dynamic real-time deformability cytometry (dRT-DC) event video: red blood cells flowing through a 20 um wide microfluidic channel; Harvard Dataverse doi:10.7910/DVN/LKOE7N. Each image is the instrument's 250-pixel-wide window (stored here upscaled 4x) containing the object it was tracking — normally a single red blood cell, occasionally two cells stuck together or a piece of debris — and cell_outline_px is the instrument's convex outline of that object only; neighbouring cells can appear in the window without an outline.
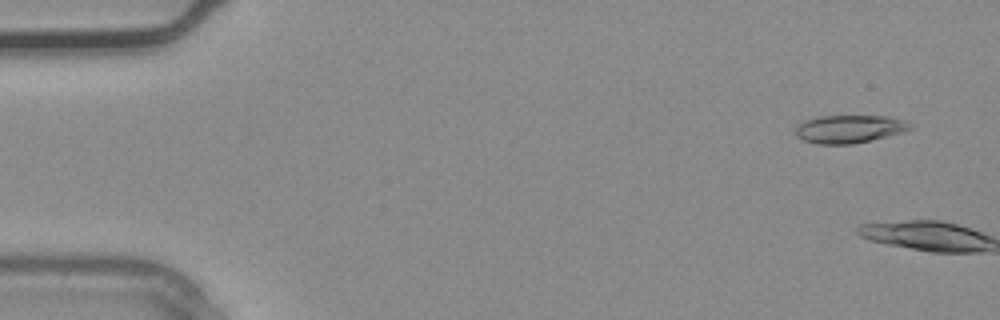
{"species": "common noctule bat (a hibernating species)", "species_latin": "Nyctalus noctula", "temperature_condition": "warm", "stored_images_in_passage": 3, "camera_frame_rate_fps": 3000, "um_per_image_px": 0.085, "animal": {"sex": "male", "body_mass_g": 20.4}, "frame": {"image": 1, "passage_image": 1, "time_ms": 0.0, "image_size_px": [1000, 320], "cell_outline_px": [[912, 128], [904, 132], [852, 144], [816, 144], [804, 140], [796, 136], [796, 128], [804, 120], [820, 116], [888, 116], [904, 120], [912, 124]], "centroid_in_image_um": [72.21, 10.96], "position_along_channel_um": 12.8, "area_um2": 18.61}}